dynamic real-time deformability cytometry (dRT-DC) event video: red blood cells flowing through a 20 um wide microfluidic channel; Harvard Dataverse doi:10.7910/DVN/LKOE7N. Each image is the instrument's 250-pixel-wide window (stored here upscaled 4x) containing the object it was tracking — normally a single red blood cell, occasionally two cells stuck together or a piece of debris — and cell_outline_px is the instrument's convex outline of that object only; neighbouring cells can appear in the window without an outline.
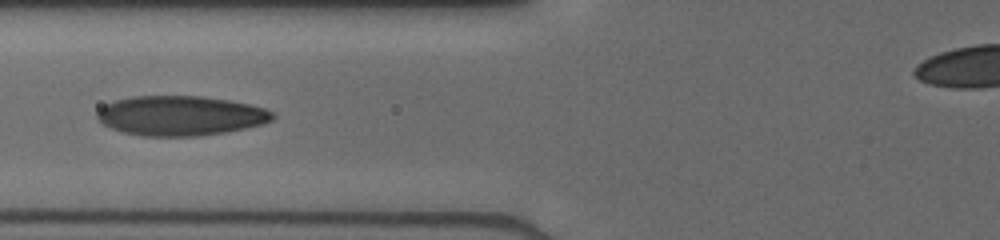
{"species": "human", "species_latin": "Homo sapiens", "temperature_condition": "cold", "stored_images_in_passage": 10, "camera_frame_rate_fps": 3000, "um_per_image_px": 0.085, "donor": {"sex": "male"}, "frame": {"image": 1, "passage_image": 9, "time_ms": 4.0, "image_size_px": [1000, 240], "cell_outline_px": [[276, 116], [272, 120], [264, 124], [224, 132], [200, 136], [144, 136], [124, 132], [112, 128], [104, 124], [96, 116], [96, 112], [104, 104], [116, 100], [132, 96], [200, 96], [228, 100], [248, 104], [264, 108], [272, 112]], "centroid_in_image_um": [15.34, 9.83], "position_along_channel_um": 110.5, "area_um2": 40.52}}